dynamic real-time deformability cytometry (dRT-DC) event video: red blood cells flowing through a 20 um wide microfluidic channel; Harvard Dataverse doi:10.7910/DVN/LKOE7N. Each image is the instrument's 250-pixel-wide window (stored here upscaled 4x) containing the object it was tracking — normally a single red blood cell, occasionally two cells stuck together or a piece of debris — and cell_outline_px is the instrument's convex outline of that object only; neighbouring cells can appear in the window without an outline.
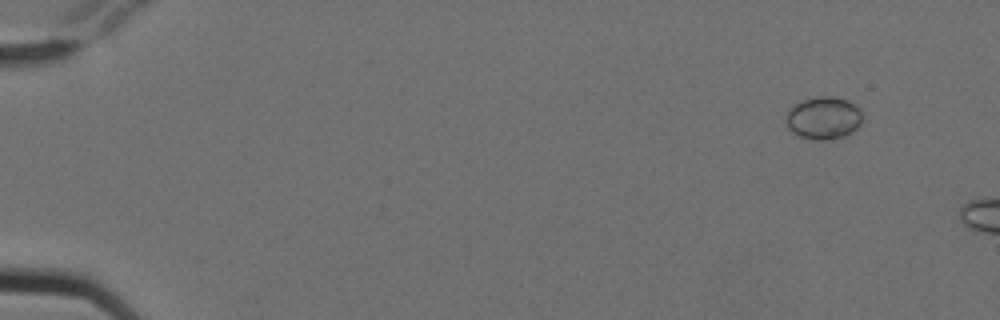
{"species": "Egyptian fruit bat (a non-hibernating species)", "species_latin": "Rousettus aegyptiacus", "temperature_condition": "cold", "stored_images_in_passage": 4, "camera_frame_rate_fps": 3000, "um_per_image_px": 0.085, "animal": {"sex": "female"}, "frame": {"image": 1, "passage_image": 2, "time_ms": 0.333, "image_size_px": [1000, 320], "cell_outline_px": [[860, 124], [852, 132], [844, 136], [824, 140], [816, 140], [800, 136], [792, 132], [788, 128], [788, 112], [796, 104], [804, 100], [816, 96], [836, 96], [848, 100], [860, 108]], "centroid_in_image_um": [70.03, 10.02], "position_along_channel_um": 15.0, "area_um2": 18.61}}